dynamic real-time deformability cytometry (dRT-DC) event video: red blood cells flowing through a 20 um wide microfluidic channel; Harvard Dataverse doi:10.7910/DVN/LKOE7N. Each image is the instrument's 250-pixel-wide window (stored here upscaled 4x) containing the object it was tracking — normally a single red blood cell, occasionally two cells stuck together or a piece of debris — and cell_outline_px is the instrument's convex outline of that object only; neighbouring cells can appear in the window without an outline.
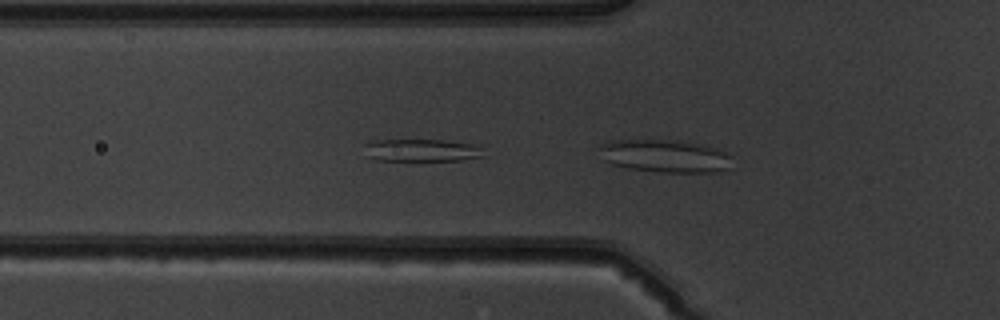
{"species": "common noctule bat (a hibernating species)", "species_latin": "Nyctalus noctula", "temperature_condition": "warm", "stored_images_in_passage": 21, "camera_frame_rate_fps": 3000, "um_per_image_px": 0.085, "animal": {"sex": "male", "body_mass_g": 19.5, "forearm_length_mm": 54.6}, "frame": {"image": 1, "passage_image": 18, "time_ms": 5.667, "image_size_px": [1000, 320], "cell_outline_px": [[732, 168], [720, 172], [656, 172], [628, 168], [612, 164], [604, 160], [596, 148], [600, 144], [608, 140], [680, 140], [704, 144], [716, 148], [732, 156]], "centroid_in_image_um": [56.54, 13.26], "position_along_channel_um": 69.3, "area_um2": 26.01}}